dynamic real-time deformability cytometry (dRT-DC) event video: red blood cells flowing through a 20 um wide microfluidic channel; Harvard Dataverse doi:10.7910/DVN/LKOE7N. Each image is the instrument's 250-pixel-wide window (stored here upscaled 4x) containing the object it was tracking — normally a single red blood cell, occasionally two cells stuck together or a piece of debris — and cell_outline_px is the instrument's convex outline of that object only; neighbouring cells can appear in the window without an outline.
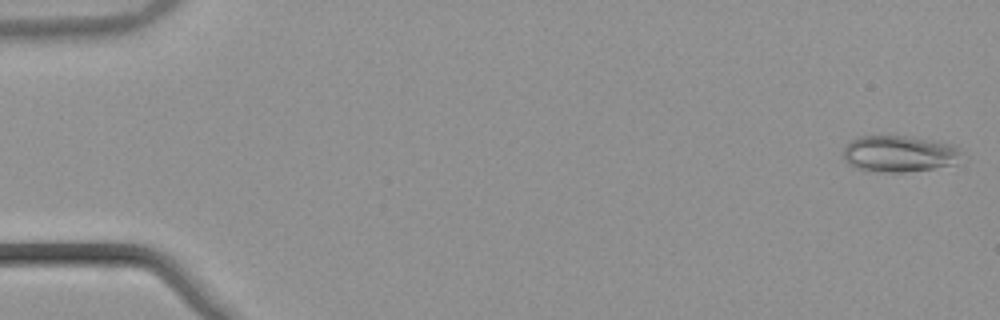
{"species": "common noctule bat (a hibernating species)", "species_latin": "Nyctalus noctula", "temperature_condition": "warm", "stored_images_in_passage": 54, "camera_frame_rate_fps": 3000, "um_per_image_px": 0.085, "animal": {"sex": "male", "body_mass_g": 21.5, "forearm_length_mm": 52.0}, "frame": {"image": 1, "passage_image": 2, "time_ms": 0.333, "image_size_px": [1000, 320], "cell_outline_px": [[968, 160], [960, 164], [904, 172], [888, 172], [856, 168], [848, 164], [844, 160], [844, 148], [852, 140], [860, 136], [904, 136], [952, 144]], "centroid_in_image_um": [76.51, 13.08], "position_along_channel_um": 8.5, "area_um2": 25.14}}
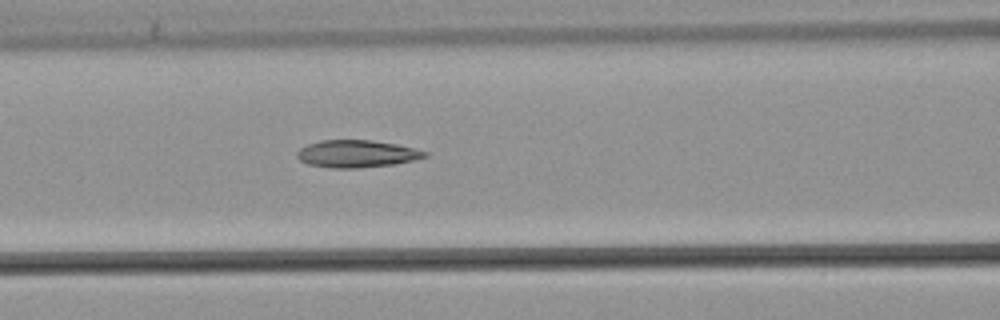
{"frame": {"image": 2, "passage_image": 24, "time_ms": 7.667, "image_size_px": [1000, 320], "cell_outline_px": [[428, 156], [412, 160], [392, 164], [356, 168], [328, 168], [308, 164], [300, 160], [296, 156], [296, 152], [300, 148], [308, 144], [320, 140], [372, 140], [396, 144], [428, 152]], "centroid_in_image_um": [30.27, 13.07], "position_along_channel_um": 136.3, "area_um2": 20.23}}
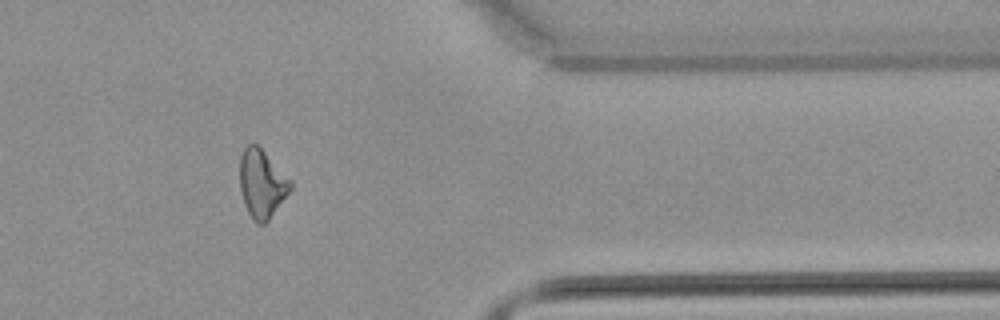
{"frame": {"image": 3, "passage_image": 45, "time_ms": 14.667, "image_size_px": [1000, 320], "cell_outline_px": [[292, 188], [268, 220], [264, 224], [256, 224], [252, 220], [244, 204], [240, 192], [240, 156], [244, 148], [248, 144], [256, 144], [292, 180]], "centroid_in_image_um": [22.24, 15.63], "position_along_channel_um": 389.2, "area_um2": 20.06}, "authors_computed_cell_mechanics": {"area_um2": 20.6057, "velocity_mm_per_s": 3.8641, "shape_relaxation_time_tau1_ms": null, "shape_relaxation_time_tau2_ms": 3.7672, "deformation_change_tau1": null, "deformation_change_tau2": 0.1208}}